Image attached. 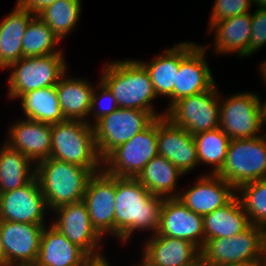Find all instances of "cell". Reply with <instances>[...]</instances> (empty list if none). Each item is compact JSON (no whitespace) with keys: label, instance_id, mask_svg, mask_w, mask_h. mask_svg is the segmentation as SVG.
<instances>
[{"label":"cell","instance_id":"cell-15","mask_svg":"<svg viewBox=\"0 0 266 266\" xmlns=\"http://www.w3.org/2000/svg\"><path fill=\"white\" fill-rule=\"evenodd\" d=\"M47 212L36 176L23 187L0 193V221L47 225Z\"/></svg>","mask_w":266,"mask_h":266},{"label":"cell","instance_id":"cell-19","mask_svg":"<svg viewBox=\"0 0 266 266\" xmlns=\"http://www.w3.org/2000/svg\"><path fill=\"white\" fill-rule=\"evenodd\" d=\"M156 234L190 241L201 250L204 246L203 216L191 211L178 198H164Z\"/></svg>","mask_w":266,"mask_h":266},{"label":"cell","instance_id":"cell-16","mask_svg":"<svg viewBox=\"0 0 266 266\" xmlns=\"http://www.w3.org/2000/svg\"><path fill=\"white\" fill-rule=\"evenodd\" d=\"M201 173L192 186L180 189L178 199L191 211L204 216L228 204L236 188L217 174ZM182 190V191H181Z\"/></svg>","mask_w":266,"mask_h":266},{"label":"cell","instance_id":"cell-32","mask_svg":"<svg viewBox=\"0 0 266 266\" xmlns=\"http://www.w3.org/2000/svg\"><path fill=\"white\" fill-rule=\"evenodd\" d=\"M82 0H57L40 11L37 16L45 22L63 42L78 26Z\"/></svg>","mask_w":266,"mask_h":266},{"label":"cell","instance_id":"cell-39","mask_svg":"<svg viewBox=\"0 0 266 266\" xmlns=\"http://www.w3.org/2000/svg\"><path fill=\"white\" fill-rule=\"evenodd\" d=\"M105 256L101 258H92L85 266H113Z\"/></svg>","mask_w":266,"mask_h":266},{"label":"cell","instance_id":"cell-20","mask_svg":"<svg viewBox=\"0 0 266 266\" xmlns=\"http://www.w3.org/2000/svg\"><path fill=\"white\" fill-rule=\"evenodd\" d=\"M157 141L158 155L174 164L184 175L199 166L193 135L165 116L158 118Z\"/></svg>","mask_w":266,"mask_h":266},{"label":"cell","instance_id":"cell-36","mask_svg":"<svg viewBox=\"0 0 266 266\" xmlns=\"http://www.w3.org/2000/svg\"><path fill=\"white\" fill-rule=\"evenodd\" d=\"M213 3L206 30L215 22L249 13L254 7L252 0H214Z\"/></svg>","mask_w":266,"mask_h":266},{"label":"cell","instance_id":"cell-11","mask_svg":"<svg viewBox=\"0 0 266 266\" xmlns=\"http://www.w3.org/2000/svg\"><path fill=\"white\" fill-rule=\"evenodd\" d=\"M156 117L139 109L118 108L93 125L99 157L104 160L114 149L146 129Z\"/></svg>","mask_w":266,"mask_h":266},{"label":"cell","instance_id":"cell-34","mask_svg":"<svg viewBox=\"0 0 266 266\" xmlns=\"http://www.w3.org/2000/svg\"><path fill=\"white\" fill-rule=\"evenodd\" d=\"M251 225L266 228V178L240 185L236 189Z\"/></svg>","mask_w":266,"mask_h":266},{"label":"cell","instance_id":"cell-3","mask_svg":"<svg viewBox=\"0 0 266 266\" xmlns=\"http://www.w3.org/2000/svg\"><path fill=\"white\" fill-rule=\"evenodd\" d=\"M102 169H87L49 157L36 164V178L40 184L48 210L83 201L91 176Z\"/></svg>","mask_w":266,"mask_h":266},{"label":"cell","instance_id":"cell-24","mask_svg":"<svg viewBox=\"0 0 266 266\" xmlns=\"http://www.w3.org/2000/svg\"><path fill=\"white\" fill-rule=\"evenodd\" d=\"M32 12L15 3L13 10L0 21V71L8 69L23 58L22 40L29 22L35 17Z\"/></svg>","mask_w":266,"mask_h":266},{"label":"cell","instance_id":"cell-22","mask_svg":"<svg viewBox=\"0 0 266 266\" xmlns=\"http://www.w3.org/2000/svg\"><path fill=\"white\" fill-rule=\"evenodd\" d=\"M252 26V11L215 22L207 32L213 33L212 53L215 55L237 54L240 59L249 57V41Z\"/></svg>","mask_w":266,"mask_h":266},{"label":"cell","instance_id":"cell-47","mask_svg":"<svg viewBox=\"0 0 266 266\" xmlns=\"http://www.w3.org/2000/svg\"><path fill=\"white\" fill-rule=\"evenodd\" d=\"M197 266H206V265L200 262Z\"/></svg>","mask_w":266,"mask_h":266},{"label":"cell","instance_id":"cell-2","mask_svg":"<svg viewBox=\"0 0 266 266\" xmlns=\"http://www.w3.org/2000/svg\"><path fill=\"white\" fill-rule=\"evenodd\" d=\"M101 68L99 79L110 89L119 108L144 110L156 118L166 115V110L158 112L153 104L158 96L149 72L139 59L105 61Z\"/></svg>","mask_w":266,"mask_h":266},{"label":"cell","instance_id":"cell-21","mask_svg":"<svg viewBox=\"0 0 266 266\" xmlns=\"http://www.w3.org/2000/svg\"><path fill=\"white\" fill-rule=\"evenodd\" d=\"M8 127L3 142L20 151L35 165L50 157L52 125L21 117Z\"/></svg>","mask_w":266,"mask_h":266},{"label":"cell","instance_id":"cell-8","mask_svg":"<svg viewBox=\"0 0 266 266\" xmlns=\"http://www.w3.org/2000/svg\"><path fill=\"white\" fill-rule=\"evenodd\" d=\"M217 175L236 189L242 184L266 178V133L231 140L225 163Z\"/></svg>","mask_w":266,"mask_h":266},{"label":"cell","instance_id":"cell-7","mask_svg":"<svg viewBox=\"0 0 266 266\" xmlns=\"http://www.w3.org/2000/svg\"><path fill=\"white\" fill-rule=\"evenodd\" d=\"M264 229L251 225L232 238L206 240L201 248V263L206 266L260 264Z\"/></svg>","mask_w":266,"mask_h":266},{"label":"cell","instance_id":"cell-30","mask_svg":"<svg viewBox=\"0 0 266 266\" xmlns=\"http://www.w3.org/2000/svg\"><path fill=\"white\" fill-rule=\"evenodd\" d=\"M18 100L26 119L51 125L66 120L60 108L56 86L29 91Z\"/></svg>","mask_w":266,"mask_h":266},{"label":"cell","instance_id":"cell-1","mask_svg":"<svg viewBox=\"0 0 266 266\" xmlns=\"http://www.w3.org/2000/svg\"><path fill=\"white\" fill-rule=\"evenodd\" d=\"M162 202L136 178L116 176L115 241L127 244L136 231L156 234Z\"/></svg>","mask_w":266,"mask_h":266},{"label":"cell","instance_id":"cell-45","mask_svg":"<svg viewBox=\"0 0 266 266\" xmlns=\"http://www.w3.org/2000/svg\"><path fill=\"white\" fill-rule=\"evenodd\" d=\"M133 266H147V265L144 264V263L140 260L136 265L133 264Z\"/></svg>","mask_w":266,"mask_h":266},{"label":"cell","instance_id":"cell-25","mask_svg":"<svg viewBox=\"0 0 266 266\" xmlns=\"http://www.w3.org/2000/svg\"><path fill=\"white\" fill-rule=\"evenodd\" d=\"M68 72L56 85L59 104L65 119L88 121L94 82L71 77Z\"/></svg>","mask_w":266,"mask_h":266},{"label":"cell","instance_id":"cell-12","mask_svg":"<svg viewBox=\"0 0 266 266\" xmlns=\"http://www.w3.org/2000/svg\"><path fill=\"white\" fill-rule=\"evenodd\" d=\"M193 41L179 43V70L174 84V103L181 98L210 90L215 84L208 58L209 46Z\"/></svg>","mask_w":266,"mask_h":266},{"label":"cell","instance_id":"cell-44","mask_svg":"<svg viewBox=\"0 0 266 266\" xmlns=\"http://www.w3.org/2000/svg\"><path fill=\"white\" fill-rule=\"evenodd\" d=\"M262 102V110H263V121L264 125H266V99Z\"/></svg>","mask_w":266,"mask_h":266},{"label":"cell","instance_id":"cell-4","mask_svg":"<svg viewBox=\"0 0 266 266\" xmlns=\"http://www.w3.org/2000/svg\"><path fill=\"white\" fill-rule=\"evenodd\" d=\"M50 157L87 169H103L93 126L82 120L66 119L52 124Z\"/></svg>","mask_w":266,"mask_h":266},{"label":"cell","instance_id":"cell-6","mask_svg":"<svg viewBox=\"0 0 266 266\" xmlns=\"http://www.w3.org/2000/svg\"><path fill=\"white\" fill-rule=\"evenodd\" d=\"M253 91L220 94L219 127L231 139L261 136L264 129L262 99Z\"/></svg>","mask_w":266,"mask_h":266},{"label":"cell","instance_id":"cell-41","mask_svg":"<svg viewBox=\"0 0 266 266\" xmlns=\"http://www.w3.org/2000/svg\"><path fill=\"white\" fill-rule=\"evenodd\" d=\"M0 266H6V257H5V251L3 248V242L1 239V231H0Z\"/></svg>","mask_w":266,"mask_h":266},{"label":"cell","instance_id":"cell-42","mask_svg":"<svg viewBox=\"0 0 266 266\" xmlns=\"http://www.w3.org/2000/svg\"><path fill=\"white\" fill-rule=\"evenodd\" d=\"M261 65H259V72H260V76H262L261 78H262V83H264L265 84V86H266V60H264V61H262L261 63H260Z\"/></svg>","mask_w":266,"mask_h":266},{"label":"cell","instance_id":"cell-13","mask_svg":"<svg viewBox=\"0 0 266 266\" xmlns=\"http://www.w3.org/2000/svg\"><path fill=\"white\" fill-rule=\"evenodd\" d=\"M50 213L56 214L54 215L55 220L51 219V224L70 242L82 248L91 258H101L106 255L103 245L105 239L92 226L83 201L62 205Z\"/></svg>","mask_w":266,"mask_h":266},{"label":"cell","instance_id":"cell-14","mask_svg":"<svg viewBox=\"0 0 266 266\" xmlns=\"http://www.w3.org/2000/svg\"><path fill=\"white\" fill-rule=\"evenodd\" d=\"M116 176L104 169L94 173L83 196L92 226L104 238L115 239Z\"/></svg>","mask_w":266,"mask_h":266},{"label":"cell","instance_id":"cell-18","mask_svg":"<svg viewBox=\"0 0 266 266\" xmlns=\"http://www.w3.org/2000/svg\"><path fill=\"white\" fill-rule=\"evenodd\" d=\"M145 239L140 259L147 266H197L201 262V250L190 241L157 234Z\"/></svg>","mask_w":266,"mask_h":266},{"label":"cell","instance_id":"cell-5","mask_svg":"<svg viewBox=\"0 0 266 266\" xmlns=\"http://www.w3.org/2000/svg\"><path fill=\"white\" fill-rule=\"evenodd\" d=\"M65 54L23 57L7 70L6 78L8 100H18L23 94L39 88L56 86L69 71Z\"/></svg>","mask_w":266,"mask_h":266},{"label":"cell","instance_id":"cell-35","mask_svg":"<svg viewBox=\"0 0 266 266\" xmlns=\"http://www.w3.org/2000/svg\"><path fill=\"white\" fill-rule=\"evenodd\" d=\"M94 87L87 123L93 126L102 117L109 115L119 108L110 89L99 79ZM90 118V119H89ZM92 118V120H91Z\"/></svg>","mask_w":266,"mask_h":266},{"label":"cell","instance_id":"cell-33","mask_svg":"<svg viewBox=\"0 0 266 266\" xmlns=\"http://www.w3.org/2000/svg\"><path fill=\"white\" fill-rule=\"evenodd\" d=\"M61 40L37 15L29 22L22 40L23 57L64 54L58 48Z\"/></svg>","mask_w":266,"mask_h":266},{"label":"cell","instance_id":"cell-10","mask_svg":"<svg viewBox=\"0 0 266 266\" xmlns=\"http://www.w3.org/2000/svg\"><path fill=\"white\" fill-rule=\"evenodd\" d=\"M217 86L216 83L210 90L179 99L165 117L192 135L218 128L222 93Z\"/></svg>","mask_w":266,"mask_h":266},{"label":"cell","instance_id":"cell-26","mask_svg":"<svg viewBox=\"0 0 266 266\" xmlns=\"http://www.w3.org/2000/svg\"><path fill=\"white\" fill-rule=\"evenodd\" d=\"M204 243L215 238L234 237L251 226L237 196L225 206L203 216Z\"/></svg>","mask_w":266,"mask_h":266},{"label":"cell","instance_id":"cell-37","mask_svg":"<svg viewBox=\"0 0 266 266\" xmlns=\"http://www.w3.org/2000/svg\"><path fill=\"white\" fill-rule=\"evenodd\" d=\"M266 46V9L256 8L252 11V26L249 41V56Z\"/></svg>","mask_w":266,"mask_h":266},{"label":"cell","instance_id":"cell-46","mask_svg":"<svg viewBox=\"0 0 266 266\" xmlns=\"http://www.w3.org/2000/svg\"><path fill=\"white\" fill-rule=\"evenodd\" d=\"M233 266H261V264H250V265H233Z\"/></svg>","mask_w":266,"mask_h":266},{"label":"cell","instance_id":"cell-38","mask_svg":"<svg viewBox=\"0 0 266 266\" xmlns=\"http://www.w3.org/2000/svg\"><path fill=\"white\" fill-rule=\"evenodd\" d=\"M17 4L27 10L32 12L34 15H37L40 11H42L47 6L53 4L57 0H16Z\"/></svg>","mask_w":266,"mask_h":266},{"label":"cell","instance_id":"cell-27","mask_svg":"<svg viewBox=\"0 0 266 266\" xmlns=\"http://www.w3.org/2000/svg\"><path fill=\"white\" fill-rule=\"evenodd\" d=\"M185 175L166 158L157 155L138 174L136 179L151 194L164 198H178V182Z\"/></svg>","mask_w":266,"mask_h":266},{"label":"cell","instance_id":"cell-28","mask_svg":"<svg viewBox=\"0 0 266 266\" xmlns=\"http://www.w3.org/2000/svg\"><path fill=\"white\" fill-rule=\"evenodd\" d=\"M161 53L147 62L141 59L139 61L149 72L158 98H169L168 106L164 108L167 111L174 104V84L179 70V43Z\"/></svg>","mask_w":266,"mask_h":266},{"label":"cell","instance_id":"cell-29","mask_svg":"<svg viewBox=\"0 0 266 266\" xmlns=\"http://www.w3.org/2000/svg\"><path fill=\"white\" fill-rule=\"evenodd\" d=\"M36 175V165L5 142L0 145V193L28 184Z\"/></svg>","mask_w":266,"mask_h":266},{"label":"cell","instance_id":"cell-31","mask_svg":"<svg viewBox=\"0 0 266 266\" xmlns=\"http://www.w3.org/2000/svg\"><path fill=\"white\" fill-rule=\"evenodd\" d=\"M200 165L211 166L206 174H217L223 167L231 139L220 127L193 135Z\"/></svg>","mask_w":266,"mask_h":266},{"label":"cell","instance_id":"cell-9","mask_svg":"<svg viewBox=\"0 0 266 266\" xmlns=\"http://www.w3.org/2000/svg\"><path fill=\"white\" fill-rule=\"evenodd\" d=\"M158 118L146 129L114 149L104 160L103 169L112 176L136 178L158 155Z\"/></svg>","mask_w":266,"mask_h":266},{"label":"cell","instance_id":"cell-17","mask_svg":"<svg viewBox=\"0 0 266 266\" xmlns=\"http://www.w3.org/2000/svg\"><path fill=\"white\" fill-rule=\"evenodd\" d=\"M45 225L0 221L6 266L34 265Z\"/></svg>","mask_w":266,"mask_h":266},{"label":"cell","instance_id":"cell-43","mask_svg":"<svg viewBox=\"0 0 266 266\" xmlns=\"http://www.w3.org/2000/svg\"><path fill=\"white\" fill-rule=\"evenodd\" d=\"M253 5L257 8L266 9V0H252Z\"/></svg>","mask_w":266,"mask_h":266},{"label":"cell","instance_id":"cell-23","mask_svg":"<svg viewBox=\"0 0 266 266\" xmlns=\"http://www.w3.org/2000/svg\"><path fill=\"white\" fill-rule=\"evenodd\" d=\"M49 224V225H48ZM44 226L36 266H85L92 258L51 222Z\"/></svg>","mask_w":266,"mask_h":266},{"label":"cell","instance_id":"cell-40","mask_svg":"<svg viewBox=\"0 0 266 266\" xmlns=\"http://www.w3.org/2000/svg\"><path fill=\"white\" fill-rule=\"evenodd\" d=\"M261 266H266V228L263 232L262 238V258H261Z\"/></svg>","mask_w":266,"mask_h":266}]
</instances>
